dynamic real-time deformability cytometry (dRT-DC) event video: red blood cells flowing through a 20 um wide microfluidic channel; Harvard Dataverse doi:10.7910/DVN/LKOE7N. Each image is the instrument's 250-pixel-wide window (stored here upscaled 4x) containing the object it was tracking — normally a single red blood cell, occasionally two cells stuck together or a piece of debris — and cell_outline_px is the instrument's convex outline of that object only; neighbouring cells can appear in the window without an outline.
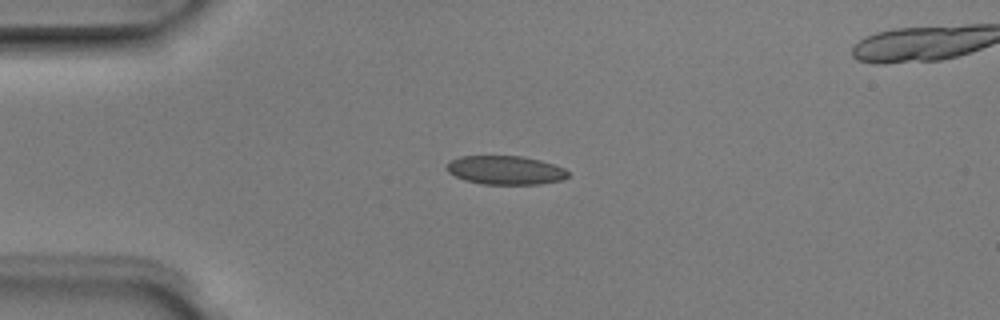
{"species": "Egyptian fruit bat (a non-hibernating species)", "species_latin": "Rousettus aegyptiacus", "temperature_condition": "room temperature", "stored_images_in_passage": 5, "camera_frame_rate_fps": 3000, "um_per_image_px": 0.085, "animal": {"sex": "male"}, "frame": {"image": 1, "passage_image": 3, "time_ms": 0.667, "image_size_px": [1000, 320], "cell_outline_px": [[568, 176], [564, 180], [540, 184], [484, 184], [464, 180], [448, 172], [448, 160], [460, 156], [524, 156], [540, 160], [564, 168], [568, 172]], "centroid_in_image_um": [42.97, 14.46], "position_along_channel_um": 42.0, "area_um2": 20.35}}
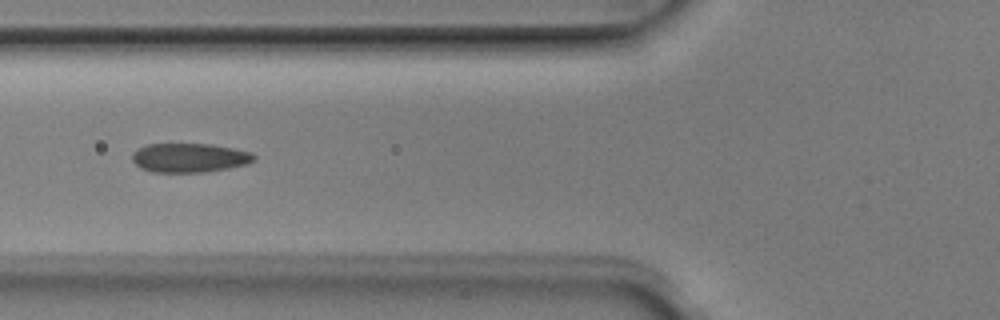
{"frame": {"image": 2, "passage_image": 5, "time_ms": 1.333, "image_size_px": [1000, 320], "cell_outline_px": [[256, 160], [248, 164], [228, 168], [204, 172], [152, 172], [140, 168], [132, 160], [132, 152], [136, 148], [148, 144], [212, 144], [252, 152], [256, 156]], "centroid_in_image_um": [16.1, 13.41], "position_along_channel_um": 109.7, "area_um2": 20.87}}